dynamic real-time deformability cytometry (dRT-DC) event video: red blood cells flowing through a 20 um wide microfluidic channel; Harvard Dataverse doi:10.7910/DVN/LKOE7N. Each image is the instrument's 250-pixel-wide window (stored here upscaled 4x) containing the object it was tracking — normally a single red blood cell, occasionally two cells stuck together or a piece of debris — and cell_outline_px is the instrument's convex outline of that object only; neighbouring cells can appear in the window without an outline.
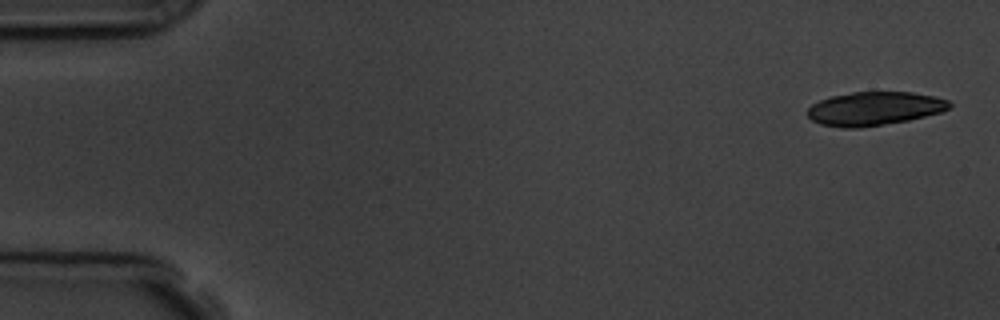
{"species": "common noctule bat (a hibernating species)", "species_latin": "Nyctalus noctula", "temperature_condition": "room temperature", "stored_images_in_passage": 6, "camera_frame_rate_fps": 3000, "um_per_image_px": 0.085, "animal": {"sex": "male", "body_mass_g": 19.5, "forearm_length_mm": 54.6}, "frame": {"image": 1, "passage_image": 1, "time_ms": 0.0, "image_size_px": [1000, 320], "cell_outline_px": [[952, 104], [948, 108], [940, 112], [908, 120], [860, 128], [844, 128], [820, 124], [812, 120], [808, 116], [808, 108], [812, 104], [820, 100], [832, 96], [852, 92], [912, 92], [932, 96], [948, 100]], "centroid_in_image_um": [74.29, 9.23], "position_along_channel_um": 10.7, "area_um2": 27.57}}
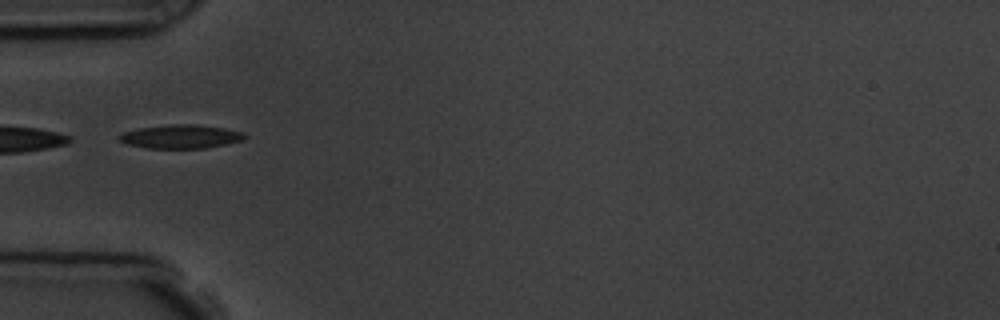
{"frame": {"image": 2, "passage_image": 5, "time_ms": 5.333, "image_size_px": [1000, 320], "cell_outline_px": [[248, 136], [244, 140], [204, 148], [148, 148], [128, 144], [120, 140], [116, 136], [124, 132], [140, 128], [168, 124], [196, 124], [224, 128], [244, 132]], "centroid_in_image_um": [15.39, 11.6], "position_along_channel_um": 69.6, "area_um2": 17.28}}